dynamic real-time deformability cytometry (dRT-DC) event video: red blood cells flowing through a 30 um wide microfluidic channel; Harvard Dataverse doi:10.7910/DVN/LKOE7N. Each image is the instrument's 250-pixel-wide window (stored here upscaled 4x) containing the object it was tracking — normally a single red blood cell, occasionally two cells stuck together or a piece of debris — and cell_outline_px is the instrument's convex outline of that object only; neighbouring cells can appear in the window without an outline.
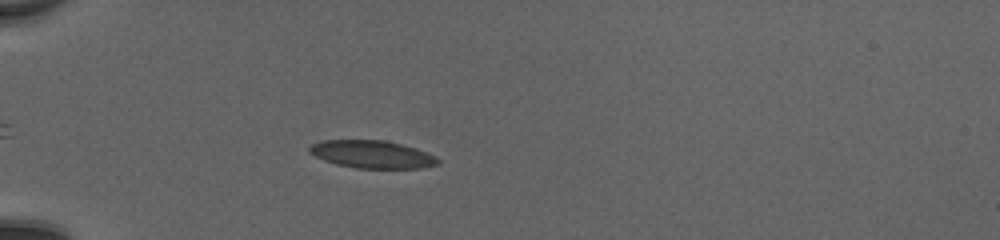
{"species": "common noctule bat (a hibernating species)", "species_latin": "Nyctalus noctula", "temperature_condition": "cold", "stored_images_in_passage": 42, "camera_frame_rate_fps": 3000, "um_per_image_px": 0.085, "animal": {"sex": "female", "body_mass_g": 20.0, "forearm_length_mm": 54.0}, "frame": {"image": 1, "passage_image": 7, "time_ms": 2.0, "image_size_px": [1000, 240], "cell_outline_px": [[440, 164], [424, 168], [356, 168], [336, 164], [324, 160], [308, 152], [308, 148], [312, 144], [324, 140], [384, 140], [416, 148], [436, 156], [440, 160]], "centroid_in_image_um": [31.65, 13.12], "position_along_channel_um": 53.3, "area_um2": 20.75}}
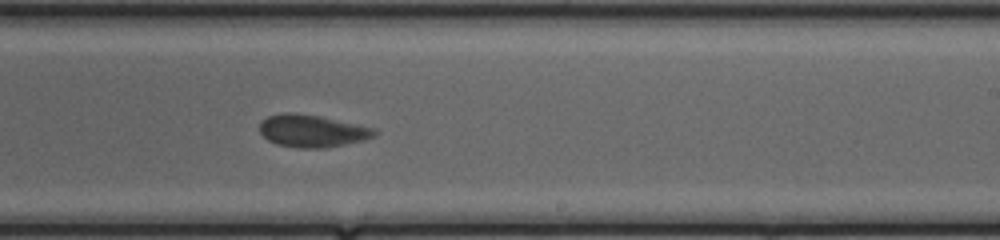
{"frame": {"image": 2, "passage_image": 24, "time_ms": 7.667, "image_size_px": [1000, 240], "cell_outline_px": [[376, 136], [364, 140], [324, 148], [300, 148], [276, 144], [268, 140], [260, 132], [260, 120], [268, 116], [280, 112], [296, 112], [320, 116], [376, 128]], "centroid_in_image_um": [26.51, 11.11], "position_along_channel_um": 262.5, "area_um2": 21.85}}
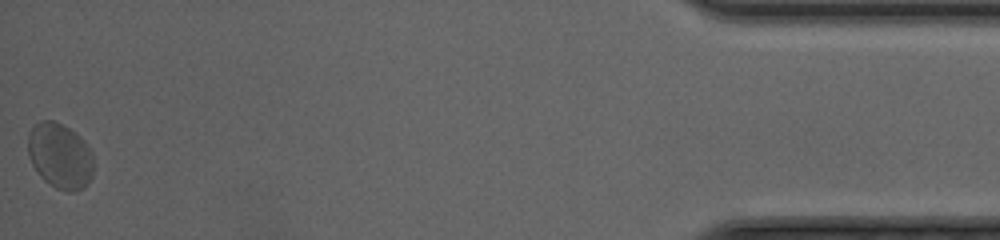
{"frame": {"image": 3, "passage_image": 42, "time_ms": 13.667, "image_size_px": [1000, 240], "cell_outline_px": [[92, 176], [80, 188], [72, 192], [68, 192], [56, 188], [44, 180], [40, 176], [32, 164], [28, 152], [28, 132], [40, 120], [52, 120], [68, 128], [80, 136], [84, 140], [92, 152]], "centroid_in_image_um": [5.08, 13.23], "position_along_channel_um": 430.1, "area_um2": 24.74}, "authors_computed_cell_mechanics": {"area_um2": 21.8773, "velocity_mm_per_s": 4.1108, "shape_relaxation_time_tau1_ms": 3.7707, "shape_relaxation_time_tau2_ms": 1.0995, "deformation_change_tau1": 0.0999, "deformation_change_tau2": 0.0627}}